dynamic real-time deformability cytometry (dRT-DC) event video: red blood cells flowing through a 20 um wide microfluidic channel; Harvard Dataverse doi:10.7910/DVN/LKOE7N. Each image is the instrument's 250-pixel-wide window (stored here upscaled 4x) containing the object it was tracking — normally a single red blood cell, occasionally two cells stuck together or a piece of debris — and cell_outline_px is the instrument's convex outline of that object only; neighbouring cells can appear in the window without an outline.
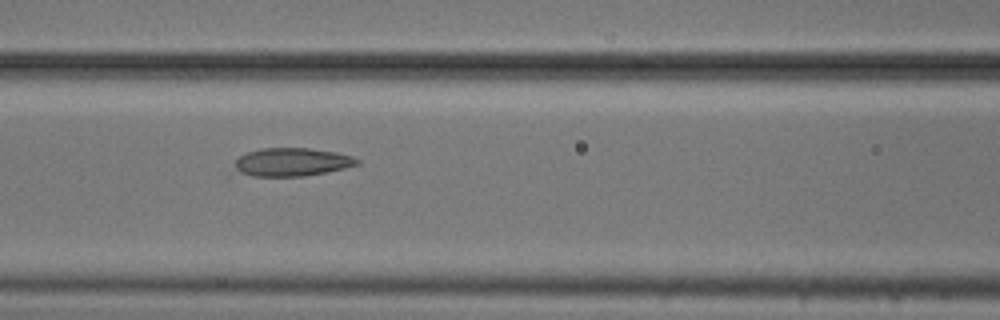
{"species": "common noctule bat (a hibernating species)", "species_latin": "Nyctalus noctula", "temperature_condition": "cold", "stored_images_in_passage": 6, "camera_frame_rate_fps": 3000, "um_per_image_px": 0.085, "animal": {"sex": "male", "body_mass_g": 20.5, "forearm_length_mm": 52.5}, "frame": {"image": 1, "passage_image": 6, "time_ms": 1.667, "image_size_px": [1000, 320], "cell_outline_px": [[360, 164], [344, 168], [304, 176], [252, 176], [240, 172], [236, 168], [236, 160], [244, 152], [260, 148], [308, 148], [336, 152], [352, 156], [360, 160]], "centroid_in_image_um": [24.82, 13.76], "position_along_channel_um": 141.8, "area_um2": 20.06}}